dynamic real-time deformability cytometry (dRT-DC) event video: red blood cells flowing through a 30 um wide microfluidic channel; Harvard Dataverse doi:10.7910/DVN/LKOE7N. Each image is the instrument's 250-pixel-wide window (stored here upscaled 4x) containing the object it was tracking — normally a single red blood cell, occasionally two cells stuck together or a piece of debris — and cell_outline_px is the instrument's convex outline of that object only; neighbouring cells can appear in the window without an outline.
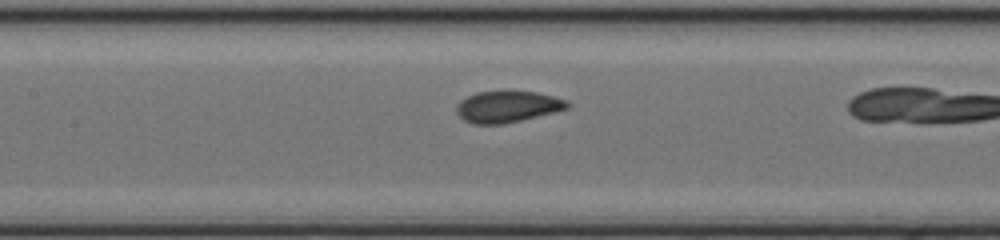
{"species": "common noctule bat (a hibernating species)", "species_latin": "Nyctalus noctula", "temperature_condition": "cold", "stored_images_in_passage": 24, "camera_frame_rate_fps": 3000, "um_per_image_px": 0.085, "animal": {"sex": "female", "body_mass_g": 17.0, "forearm_length_mm": 48.0}, "frame": {"image": 1, "passage_image": 8, "time_ms": 2.333, "image_size_px": [1000, 240], "cell_outline_px": [[572, 104], [568, 108], [504, 124], [472, 124], [464, 120], [456, 112], [456, 104], [460, 100], [476, 92], [536, 92], [568, 100]], "centroid_in_image_um": [43.11, 9.07], "position_along_channel_um": 164.3, "area_um2": 20.06}}
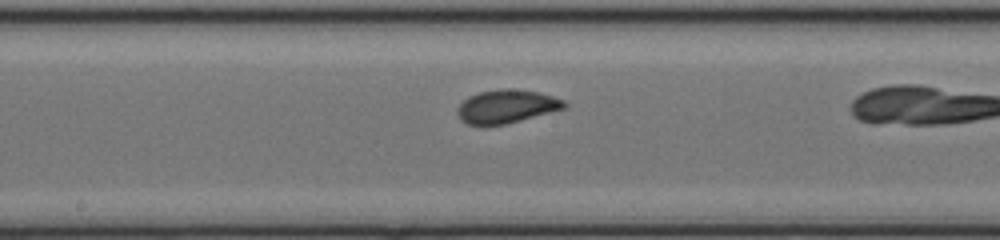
{"frame": {"image": 2, "passage_image": 11, "time_ms": 3.333, "image_size_px": [1000, 240], "cell_outline_px": [[568, 108], [504, 124], [468, 124], [460, 120], [456, 112], [456, 108], [468, 96], [480, 92], [504, 88], [512, 88], [540, 92], [564, 100], [568, 104]], "centroid_in_image_um": [43.08, 9.03], "position_along_channel_um": 205.1, "area_um2": 20.81}}
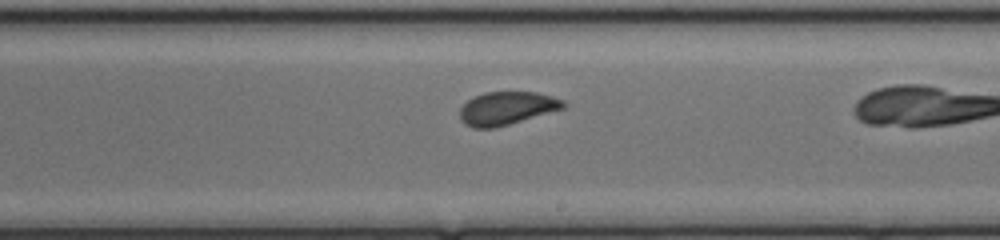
{"frame": {"image": 3, "passage_image": 14, "time_ms": 4.333, "image_size_px": [1000, 240], "cell_outline_px": [[568, 104], [564, 108], [496, 128], [472, 128], [464, 124], [460, 120], [460, 108], [468, 100], [484, 92], [536, 92], [552, 96], [564, 100]], "centroid_in_image_um": [43.08, 9.21], "position_along_channel_um": 245.9, "area_um2": 20.06}}